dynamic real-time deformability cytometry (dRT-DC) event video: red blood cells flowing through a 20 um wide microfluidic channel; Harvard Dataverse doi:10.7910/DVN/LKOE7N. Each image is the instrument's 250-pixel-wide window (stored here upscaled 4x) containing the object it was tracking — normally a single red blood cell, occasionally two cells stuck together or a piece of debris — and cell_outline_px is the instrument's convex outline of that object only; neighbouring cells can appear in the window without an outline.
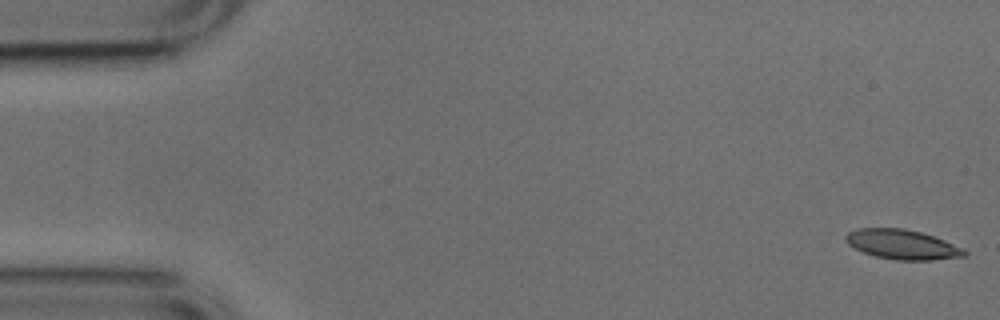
{"species": "common noctule bat (a hibernating species)", "species_latin": "Nyctalus noctula", "temperature_condition": "cold", "stored_images_in_passage": 52, "camera_frame_rate_fps": 3000, "um_per_image_px": 0.085, "animal": {"sex": "male", "body_mass_g": 17.9, "forearm_length_mm": 54.2}, "frame": {"image": 1, "passage_image": 1, "time_ms": 0.0, "image_size_px": [1000, 320], "cell_outline_px": [[968, 252], [964, 256], [932, 260], [896, 260], [876, 256], [864, 252], [848, 244], [844, 240], [844, 236], [848, 232], [856, 228], [904, 228], [920, 232], [944, 240], [964, 248]], "centroid_in_image_um": [76.68, 20.77], "position_along_channel_um": 8.3, "area_um2": 20.46}}
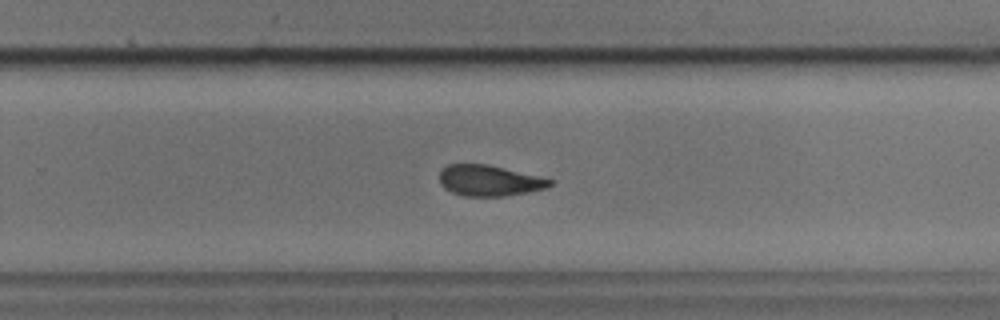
{"frame": {"image": 2, "passage_image": 33, "time_ms": 10.667, "image_size_px": [1000, 320], "cell_outline_px": [[556, 180], [548, 188], [500, 196], [464, 196], [452, 192], [444, 188], [440, 184], [440, 172], [448, 164], [488, 164]], "centroid_in_image_um": [41.6, 15.34], "position_along_channel_um": 288.2, "area_um2": 19.77}}
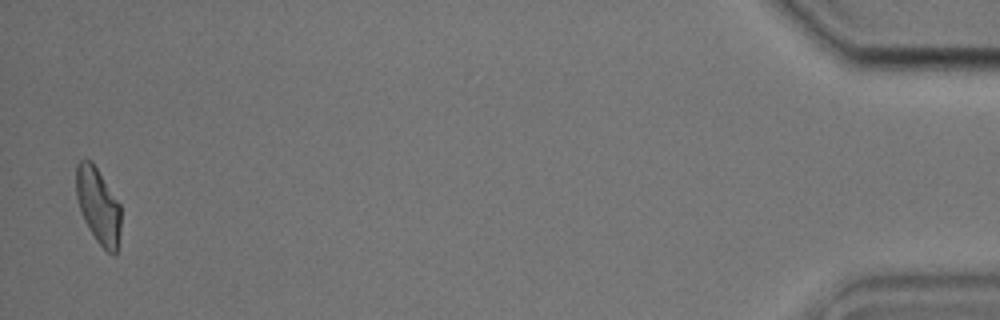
{"frame": {"image": 3, "passage_image": 51, "time_ms": 16.667, "image_size_px": [1000, 320], "cell_outline_px": [[120, 232], [116, 256], [112, 256], [96, 240], [84, 220], [80, 212], [76, 196], [76, 164], [80, 160], [92, 160], [120, 204]], "centroid_in_image_um": [8.34, 17.49], "position_along_channel_um": 426.9, "area_um2": 19.83}, "authors_computed_cell_mechanics": {"area_um2": 20.6057, "velocity_mm_per_s": 3.8143, "shape_relaxation_time_tau1_ms": 8.933, "shape_relaxation_time_tau2_ms": 4.6186, "deformation_change_tau1": 0.1771, "deformation_change_tau2": 0.1308}}